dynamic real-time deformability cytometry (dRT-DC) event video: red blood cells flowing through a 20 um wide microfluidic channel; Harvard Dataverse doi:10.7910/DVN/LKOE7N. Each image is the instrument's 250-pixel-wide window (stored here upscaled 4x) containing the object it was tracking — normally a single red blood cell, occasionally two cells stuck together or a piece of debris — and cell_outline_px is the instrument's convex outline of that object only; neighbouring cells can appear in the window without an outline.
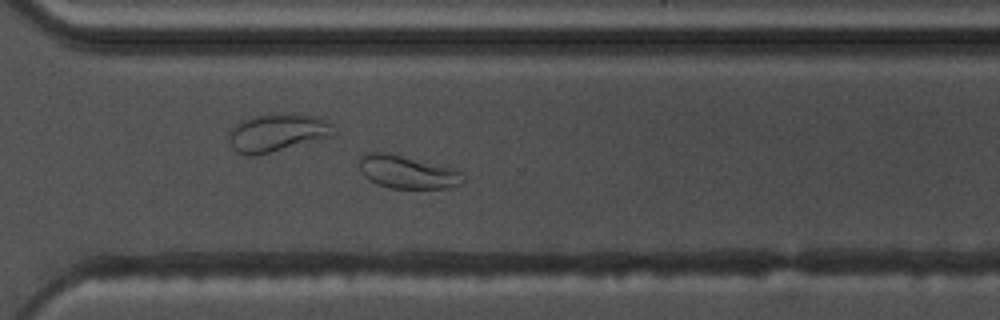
{"species": "common noctule bat (a hibernating species)", "species_latin": "Nyctalus noctula", "temperature_condition": "warm", "stored_images_in_passage": 57, "camera_frame_rate_fps": 3000, "um_per_image_px": 0.085, "animal": {"sex": "male", "body_mass_g": 17.5, "forearm_length_mm": 52.3}, "frame": {"image": 1, "passage_image": 41, "time_ms": 13.333, "image_size_px": [1000, 320], "cell_outline_px": [[464, 180], [460, 184], [452, 188], [388, 188], [376, 184], [368, 180], [364, 176], [360, 168], [360, 156], [368, 152], [384, 152], [452, 168], [460, 172]], "centroid_in_image_um": [34.58, 14.64], "position_along_channel_um": 336.0, "area_um2": 19.71}}
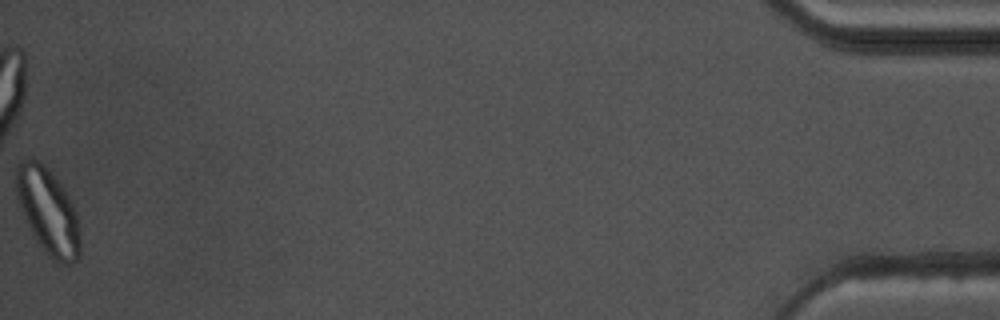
{"frame": {"image": 2, "passage_image": 57, "time_ms": 18.667, "image_size_px": [1000, 320], "cell_outline_px": [[80, 256], [76, 260], [68, 264], [52, 260], [40, 244], [32, 232], [16, 200], [16, 164], [20, 160], [32, 156], [40, 160], [44, 164], [64, 188], [76, 212], [80, 232]], "centroid_in_image_um": [4.07, 17.9], "position_along_channel_um": 431.1, "area_um2": 32.08}, "authors_computed_cell_mechanics": {"area_um2": 21.8484, "velocity_mm_per_s": 3.6326, "shape_relaxation_time_tau1_ms": null, "shape_relaxation_time_tau2_ms": 1.6901, "deformation_change_tau1": null, "deformation_change_tau2": 0.0674}}